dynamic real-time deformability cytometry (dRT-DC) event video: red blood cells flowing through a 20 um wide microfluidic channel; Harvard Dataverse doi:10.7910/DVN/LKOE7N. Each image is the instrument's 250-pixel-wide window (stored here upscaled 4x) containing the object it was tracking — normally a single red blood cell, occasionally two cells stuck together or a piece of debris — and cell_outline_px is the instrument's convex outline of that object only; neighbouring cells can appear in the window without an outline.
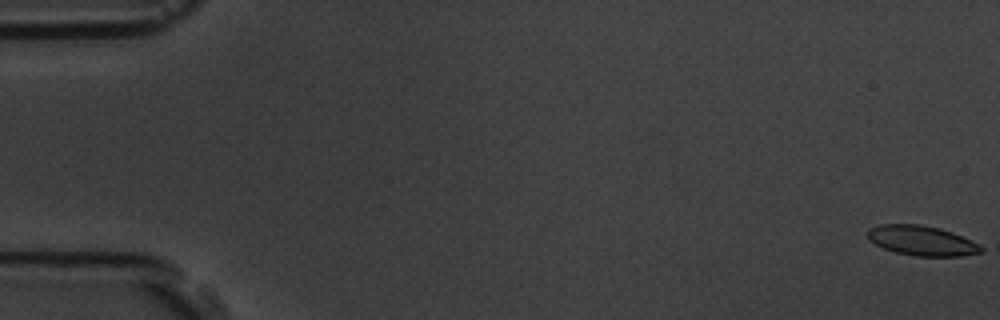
{"species": "common noctule bat (a hibernating species)", "species_latin": "Nyctalus noctula", "temperature_condition": "room temperature", "stored_images_in_passage": 15, "camera_frame_rate_fps": 3000, "um_per_image_px": 0.085, "animal": {"sex": "male", "body_mass_g": 19.5, "forearm_length_mm": 54.6}, "frame": {"image": 1, "passage_image": 1, "time_ms": 0.0, "image_size_px": [1000, 320], "cell_outline_px": [[984, 252], [960, 256], [916, 256], [896, 252], [884, 248], [868, 240], [868, 228], [880, 224], [920, 224], [940, 228], [952, 232], [980, 244], [984, 248]], "centroid_in_image_um": [78.37, 20.45], "position_along_channel_um": 6.6, "area_um2": 19.83}}